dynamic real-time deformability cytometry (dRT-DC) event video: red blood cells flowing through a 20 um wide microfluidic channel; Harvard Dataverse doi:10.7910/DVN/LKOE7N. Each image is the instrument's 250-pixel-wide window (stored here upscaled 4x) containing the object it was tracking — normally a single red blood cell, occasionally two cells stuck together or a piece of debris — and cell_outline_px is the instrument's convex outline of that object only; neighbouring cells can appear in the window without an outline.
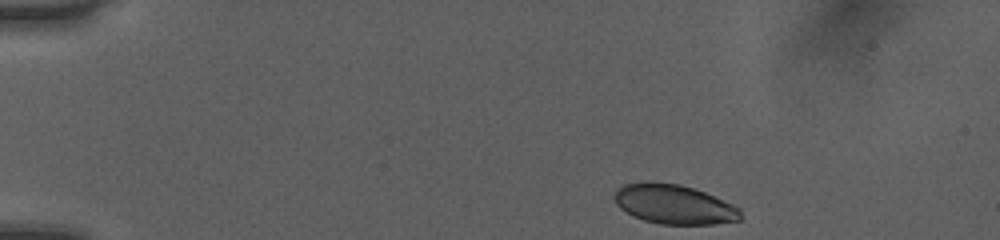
{"species": "human", "species_latin": "Homo sapiens", "temperature_condition": "room temperature", "stored_images_in_passage": 43, "camera_frame_rate_fps": 3000, "um_per_image_px": 0.085, "donor": {"sex": "female"}, "frame": {"image": 1, "passage_image": 1, "time_ms": 0.0, "image_size_px": [1000, 240], "cell_outline_px": [[740, 220], [716, 224], [660, 224], [644, 220], [632, 216], [620, 208], [616, 204], [612, 196], [624, 184], [648, 180], [680, 184], [704, 192], [732, 204], [740, 208]], "centroid_in_image_um": [57.25, 17.35], "position_along_channel_um": 27.7, "area_um2": 29.13}}
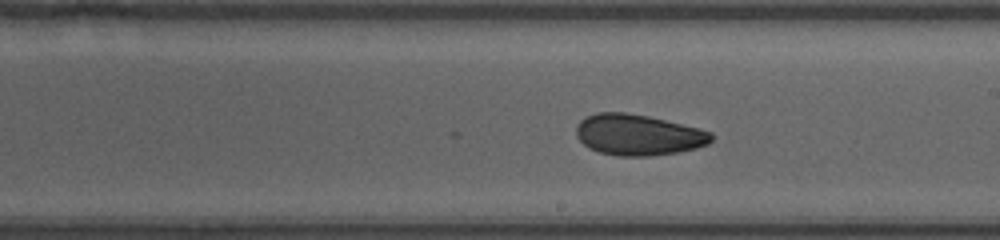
{"frame": {"image": 2, "passage_image": 23, "time_ms": 7.333, "image_size_px": [1000, 240], "cell_outline_px": [[712, 140], [708, 144], [696, 148], [680, 152], [648, 156], [616, 156], [600, 152], [588, 148], [576, 136], [576, 124], [584, 116], [596, 112], [624, 112], [648, 116], [712, 132]], "centroid_in_image_um": [54.2, 11.46], "position_along_channel_um": 234.8, "area_um2": 32.31}}
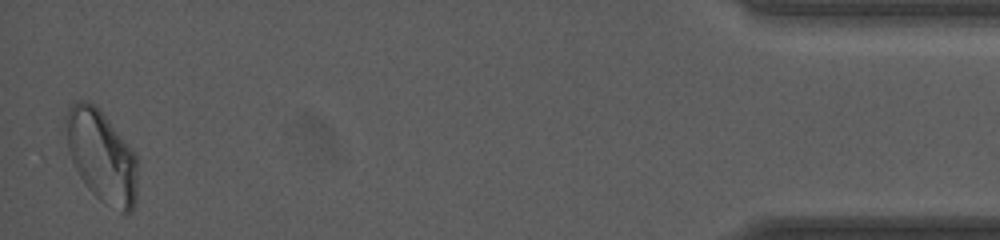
{"frame": {"image": 3, "passage_image": 43, "time_ms": 14.0, "image_size_px": [1000, 240], "cell_outline_px": [[136, 200], [132, 212], [120, 212], [104, 204], [88, 188], [80, 176], [72, 160], [68, 148], [64, 124], [64, 116], [68, 108], [72, 104], [80, 100], [88, 100], [100, 108], [136, 156]], "centroid_in_image_um": [8.61, 13.25], "position_along_channel_um": 426.6, "area_um2": 38.32}, "authors_computed_cell_mechanics": {"area_um2": 32.3102, "velocity_mm_per_s": 4.0393, "shape_relaxation_time_tau1_ms": 4.6162, "shape_relaxation_time_tau2_ms": 3.4496, "deformation_change_tau1": 0.1057, "deformation_change_tau2": 0.0643}}